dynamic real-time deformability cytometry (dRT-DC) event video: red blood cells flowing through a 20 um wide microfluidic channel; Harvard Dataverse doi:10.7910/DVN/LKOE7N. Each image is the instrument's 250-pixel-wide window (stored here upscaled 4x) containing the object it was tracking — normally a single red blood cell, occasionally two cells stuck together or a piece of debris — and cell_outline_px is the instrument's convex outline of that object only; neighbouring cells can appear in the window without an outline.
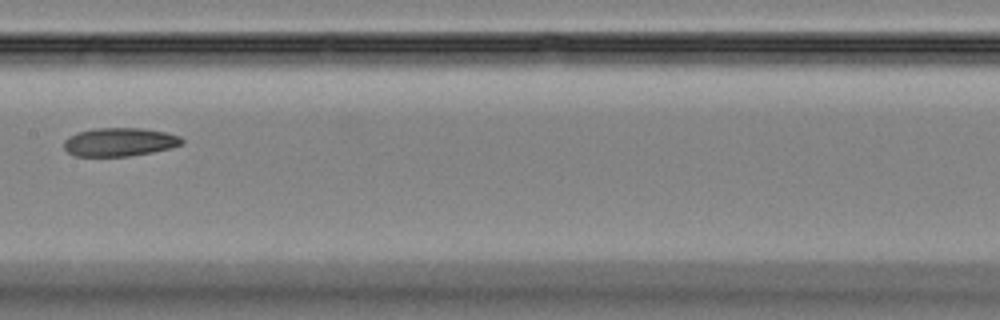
{"species": "Egyptian fruit bat (a non-hibernating species)", "species_latin": "Rousettus aegyptiacus", "temperature_condition": "room temperature", "stored_images_in_passage": 9, "camera_frame_rate_fps": 3000, "um_per_image_px": 0.085, "animal": {"sex": "female"}, "frame": {"image": 1, "passage_image": 8, "time_ms": 8.0, "image_size_px": [1000, 320], "cell_outline_px": [[184, 144], [172, 148], [152, 152], [128, 156], [76, 156], [68, 152], [64, 148], [64, 140], [68, 136], [80, 132], [96, 128], [140, 128], [164, 132], [180, 136], [184, 140]], "centroid_in_image_um": [10.19, 12.07], "position_along_channel_um": 197.2, "area_um2": 19.54}}
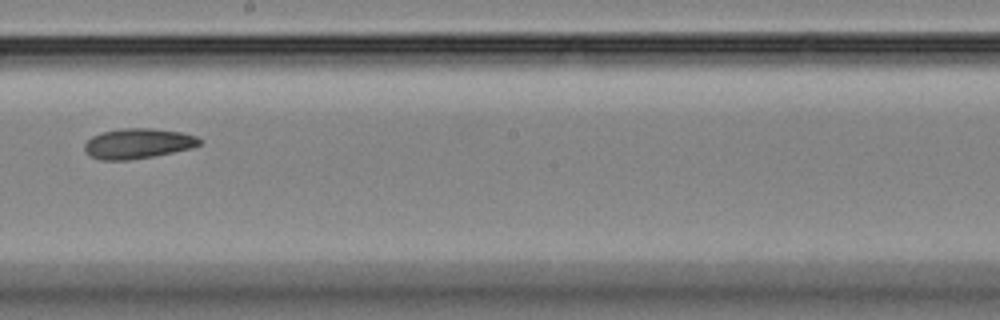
{"frame": {"image": 2, "passage_image": 9, "time_ms": 9.0, "image_size_px": [1000, 320], "cell_outline_px": [[200, 144], [192, 148], [152, 156], [128, 160], [100, 160], [92, 156], [84, 148], [84, 144], [92, 136], [104, 132], [120, 128], [152, 128], [180, 132], [196, 136], [200, 140]], "centroid_in_image_um": [11.72, 12.19], "position_along_channel_um": 236.5, "area_um2": 19.94}}